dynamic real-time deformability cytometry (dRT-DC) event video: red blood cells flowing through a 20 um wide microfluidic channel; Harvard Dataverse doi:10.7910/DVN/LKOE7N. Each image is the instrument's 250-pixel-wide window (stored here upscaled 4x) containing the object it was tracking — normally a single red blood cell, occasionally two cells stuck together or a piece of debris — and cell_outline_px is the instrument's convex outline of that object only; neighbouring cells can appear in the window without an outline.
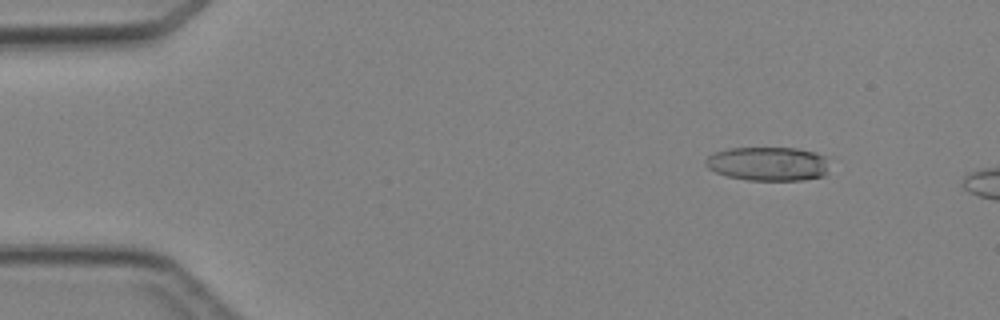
{"species": "Egyptian fruit bat (a non-hibernating species)", "species_latin": "Rousettus aegyptiacus", "temperature_condition": "cold", "stored_images_in_passage": 3, "camera_frame_rate_fps": 3000, "um_per_image_px": 0.085, "animal": {"sex": "female"}, "frame": {"image": 1, "passage_image": 2, "time_ms": 1.333, "image_size_px": [1000, 320], "cell_outline_px": [[828, 156], [824, 176], [804, 180], [748, 180], [728, 176], [716, 172], [708, 168], [704, 164], [704, 160], [708, 156], [716, 152], [728, 148], [796, 148], [816, 152]], "centroid_in_image_um": [65.29, 13.92], "position_along_channel_um": 19.7, "area_um2": 24.57}}